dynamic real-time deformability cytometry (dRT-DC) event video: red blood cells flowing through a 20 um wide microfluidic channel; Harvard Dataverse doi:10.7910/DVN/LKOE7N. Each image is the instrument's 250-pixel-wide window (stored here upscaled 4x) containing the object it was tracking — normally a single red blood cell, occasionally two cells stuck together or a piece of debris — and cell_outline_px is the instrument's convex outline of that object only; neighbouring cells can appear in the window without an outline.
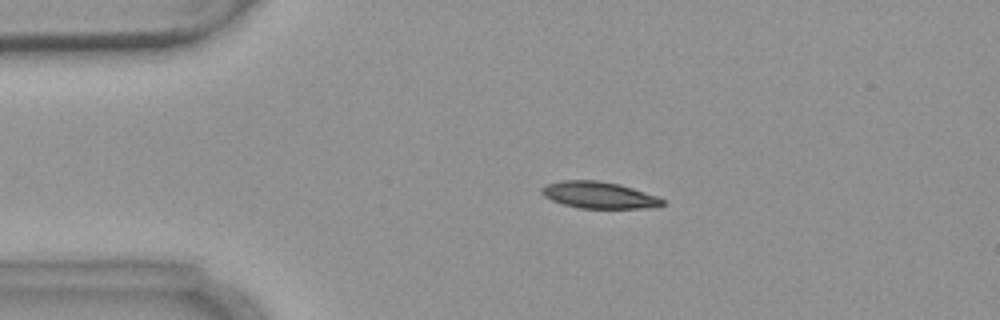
{"species": "common noctule bat (a hibernating species)", "species_latin": "Nyctalus noctula", "temperature_condition": "warm", "stored_images_in_passage": 3, "camera_frame_rate_fps": 3000, "um_per_image_px": 0.085, "animal": {"sex": "female", "body_mass_g": 18.4}, "frame": {"image": 1, "passage_image": 2, "time_ms": 1.333, "image_size_px": [1000, 320], "cell_outline_px": [[664, 204], [660, 208], [580, 208], [564, 204], [552, 200], [544, 196], [540, 192], [540, 188], [548, 184], [560, 180], [596, 180], [620, 184], [660, 196], [664, 200]], "centroid_in_image_um": [50.97, 16.58], "position_along_channel_um": 34.0, "area_um2": 19.02}}